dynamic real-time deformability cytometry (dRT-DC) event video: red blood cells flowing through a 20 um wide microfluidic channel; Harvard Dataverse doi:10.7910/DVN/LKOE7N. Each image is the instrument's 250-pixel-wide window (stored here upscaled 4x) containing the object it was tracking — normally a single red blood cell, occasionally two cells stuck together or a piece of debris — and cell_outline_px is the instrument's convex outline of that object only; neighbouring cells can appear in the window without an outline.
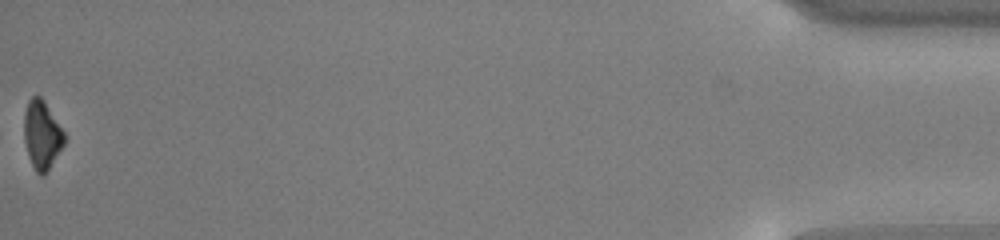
{"species": "common noctule bat (a hibernating species)", "species_latin": "Nyctalus noctula", "temperature_condition": "cold", "stored_images_in_passage": 55, "camera_frame_rate_fps": 3000, "um_per_image_px": 0.085, "animal": {"sex": "male", "body_mass_g": 13.0, "forearm_length_mm": 53.1}, "frame": {"image": 1, "passage_image": 55, "time_ms": 18.0, "image_size_px": [1000, 240], "cell_outline_px": [[64, 144], [44, 176], [40, 176], [36, 172], [28, 156], [24, 140], [24, 116], [28, 100], [32, 96], [40, 96], [44, 100], [64, 132]], "centroid_in_image_um": [3.55, 11.47], "position_along_channel_um": 431.7, "area_um2": 15.9}, "authors_computed_cell_mechanics": {"area_um2": 21.4438, "velocity_mm_per_s": 3.7737, "shape_relaxation_time_tau1_ms": 1.3935, "shape_relaxation_time_tau2_ms": null, "deformation_change_tau1": 0.1118, "deformation_change_tau2": null}}